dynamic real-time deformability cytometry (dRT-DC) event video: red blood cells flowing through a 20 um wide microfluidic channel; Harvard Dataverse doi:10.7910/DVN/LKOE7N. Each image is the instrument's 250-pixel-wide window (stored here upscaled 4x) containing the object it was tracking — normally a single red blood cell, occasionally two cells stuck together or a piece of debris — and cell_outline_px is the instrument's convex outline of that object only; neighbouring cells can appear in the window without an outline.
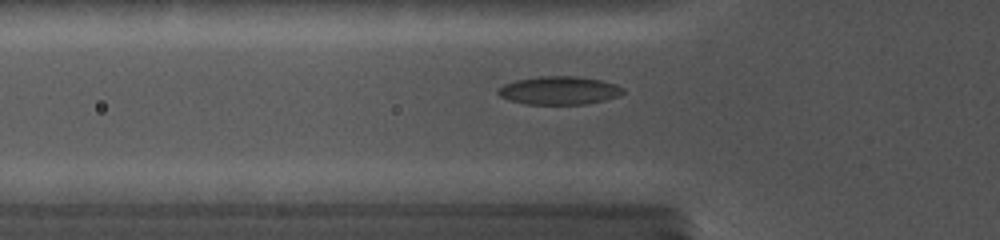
{"species": "common noctule bat (a hibernating species)", "species_latin": "Nyctalus noctula", "temperature_condition": "cold", "stored_images_in_passage": 55, "camera_frame_rate_fps": 5000, "um_per_image_px": 0.085, "animal": {"sex": "female", "body_mass_g": 19.0, "forearm_length_mm": 56.7}, "frame": {"image": 1, "passage_image": 2, "time_ms": 0.4, "image_size_px": [1000, 240], "cell_outline_px": [[624, 92], [616, 96], [604, 100], [584, 104], [524, 104], [508, 100], [500, 96], [496, 92], [504, 84], [516, 80], [540, 76], [576, 76], [600, 80], [616, 84], [624, 88]], "centroid_in_image_um": [47.51, 7.69], "position_along_channel_um": 78.3, "area_um2": 20.46}}
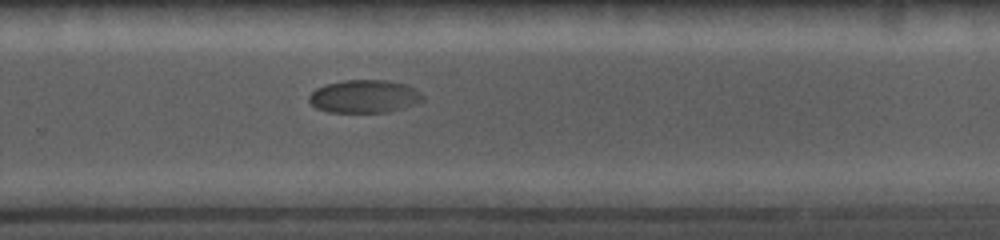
{"frame": {"image": 2, "passage_image": 23, "time_ms": 6.4, "image_size_px": [1000, 240], "cell_outline_px": [[424, 100], [404, 108], [388, 112], [328, 112], [316, 108], [308, 100], [308, 96], [316, 88], [324, 84], [344, 80], [388, 80], [404, 84], [420, 92], [424, 96]], "centroid_in_image_um": [30.95, 8.19], "position_along_channel_um": 298.9, "area_um2": 21.91}}
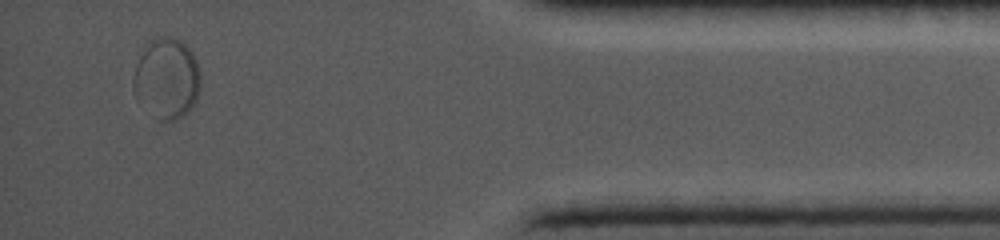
{"frame": {"image": 3, "passage_image": 48, "time_ms": 10.6, "image_size_px": [1000, 240], "cell_outline_px": [[200, 84], [196, 100], [176, 120], [160, 120], [132, 84], [132, 80], [136, 64], [144, 48], [160, 36], [168, 36], [180, 40], [192, 52], [196, 60], [200, 76]], "centroid_in_image_um": [14.22, 6.59], "position_along_channel_um": 421.0, "area_um2": 29.94}}